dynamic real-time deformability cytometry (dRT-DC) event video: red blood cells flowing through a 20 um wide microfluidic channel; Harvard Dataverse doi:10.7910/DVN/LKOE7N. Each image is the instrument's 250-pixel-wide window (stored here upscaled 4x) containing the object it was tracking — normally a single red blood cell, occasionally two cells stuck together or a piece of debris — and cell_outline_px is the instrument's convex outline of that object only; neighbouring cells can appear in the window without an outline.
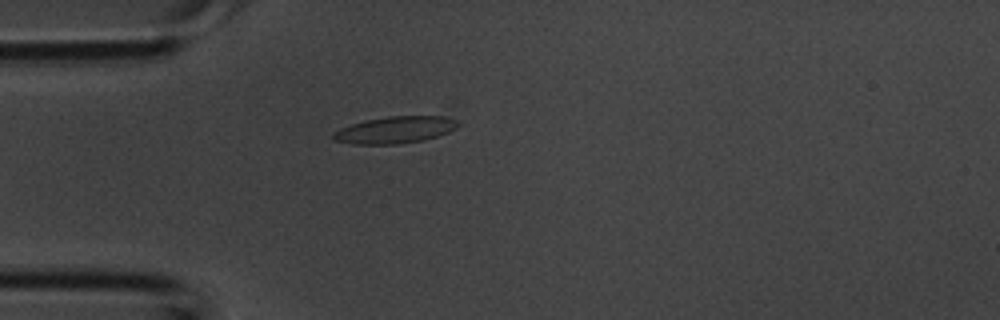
{"species": "common noctule bat (a hibernating species)", "species_latin": "Nyctalus noctula", "temperature_condition": "room temperature", "stored_images_in_passage": 1, "camera_frame_rate_fps": 3000, "um_per_image_px": 0.085, "animal": {"sex": "male", "body_mass_g": 20.1, "forearm_length_mm": 53.5}, "frame": {"image": 1, "passage_image": 1, "time_ms": 0.0, "image_size_px": [1000, 320], "cell_outline_px": [[460, 124], [456, 128], [448, 132], [424, 140], [400, 144], [352, 144], [336, 140], [332, 136], [332, 132], [340, 128], [364, 120], [388, 116], [444, 116], [456, 120]], "centroid_in_image_um": [33.58, 11.04], "position_along_channel_um": 51.4, "area_um2": 19.54}}